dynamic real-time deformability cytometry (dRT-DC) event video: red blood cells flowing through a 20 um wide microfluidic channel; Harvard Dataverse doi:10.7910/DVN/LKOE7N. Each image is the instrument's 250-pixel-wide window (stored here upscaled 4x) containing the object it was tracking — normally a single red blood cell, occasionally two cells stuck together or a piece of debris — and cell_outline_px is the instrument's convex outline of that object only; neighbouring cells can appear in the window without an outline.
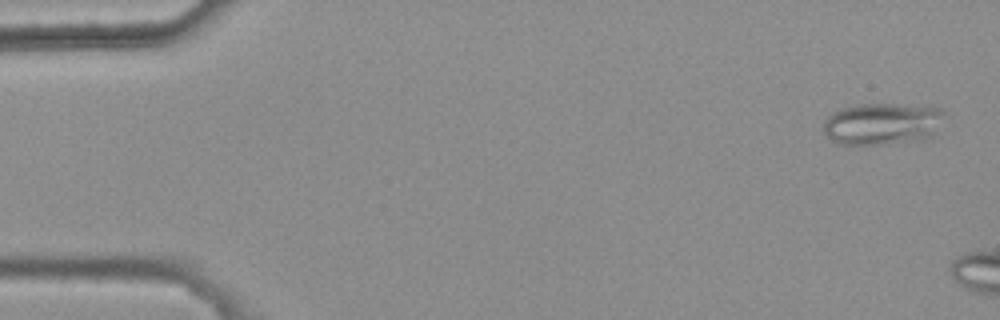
{"species": "common noctule bat (a hibernating species)", "species_latin": "Nyctalus noctula", "temperature_condition": "warm", "stored_images_in_passage": 2, "camera_frame_rate_fps": 3000, "um_per_image_px": 0.085, "animal": {"sex": "female", "body_mass_g": 25.1}, "frame": {"image": 1, "passage_image": 2, "time_ms": 0.333, "image_size_px": [1000, 320], "cell_outline_px": [[944, 112], [932, 136], [928, 140], [892, 144], [836, 144], [824, 132], [824, 124], [828, 116], [832, 112], [844, 108], [860, 104], [892, 104], [940, 108]], "centroid_in_image_um": [74.98, 10.55], "position_along_channel_um": 10.0, "area_um2": 29.36}}